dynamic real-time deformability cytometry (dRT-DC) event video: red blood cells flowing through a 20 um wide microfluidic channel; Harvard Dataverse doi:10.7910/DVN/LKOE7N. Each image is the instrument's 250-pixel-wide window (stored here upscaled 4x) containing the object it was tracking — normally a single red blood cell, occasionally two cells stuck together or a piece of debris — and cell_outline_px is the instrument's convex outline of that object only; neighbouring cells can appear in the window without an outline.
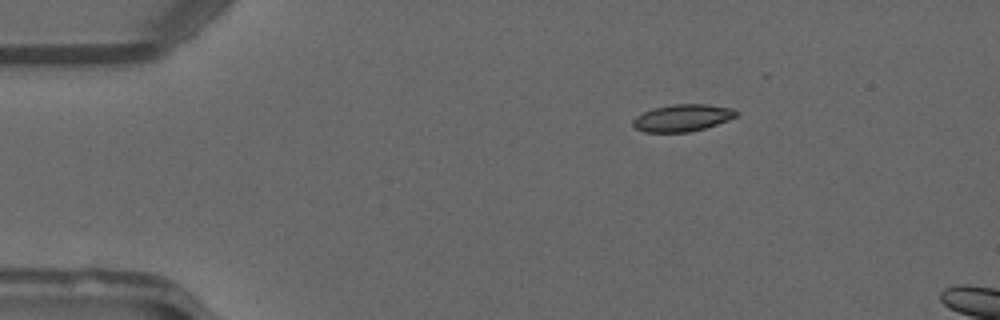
{"species": "common noctule bat (a hibernating species)", "species_latin": "Nyctalus noctula", "temperature_condition": "warm", "stored_images_in_passage": 11, "camera_frame_rate_fps": 3000, "um_per_image_px": 0.085, "animal": {"sex": "male", "forearm_length_mm": 52.5}, "frame": {"image": 1, "passage_image": 5, "time_ms": 1.333, "image_size_px": [1000, 320], "cell_outline_px": [[740, 112], [736, 116], [728, 120], [704, 128], [688, 132], [644, 132], [636, 128], [632, 124], [632, 120], [636, 116], [652, 108], [672, 104], [708, 104], [732, 108]], "centroid_in_image_um": [58.0, 10.01], "position_along_channel_um": 27.0, "area_um2": 16.3}}